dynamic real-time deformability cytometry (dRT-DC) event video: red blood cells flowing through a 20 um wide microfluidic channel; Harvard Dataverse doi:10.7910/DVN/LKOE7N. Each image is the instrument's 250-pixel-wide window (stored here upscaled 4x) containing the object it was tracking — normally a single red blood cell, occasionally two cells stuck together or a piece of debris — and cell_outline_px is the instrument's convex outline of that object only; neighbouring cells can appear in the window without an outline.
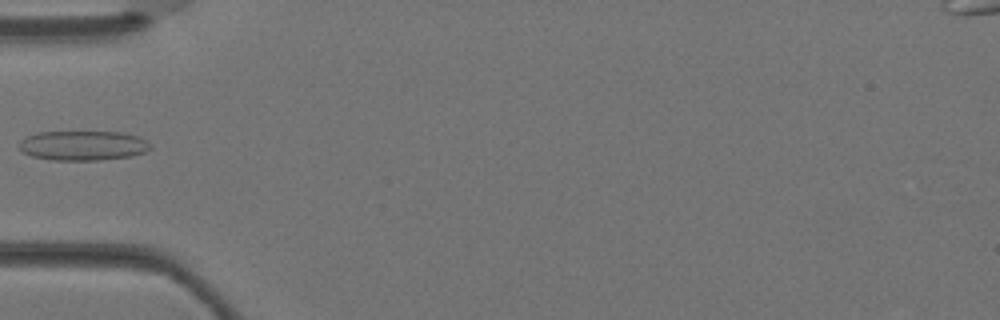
{"species": "Egyptian fruit bat (a non-hibernating species)", "species_latin": "Rousettus aegyptiacus", "temperature_condition": "warm", "stored_images_in_passage": 4, "camera_frame_rate_fps": 3000, "um_per_image_px": 0.085, "animal": {"sex": "female"}, "frame": {"image": 1, "passage_image": 4, "time_ms": 1.0, "image_size_px": [1000, 320], "cell_outline_px": [[152, 148], [144, 152], [132, 156], [100, 160], [52, 160], [32, 156], [24, 152], [16, 144], [20, 140], [36, 132], [120, 132], [136, 136], [144, 140]], "centroid_in_image_um": [7.01, 12.37], "position_along_channel_um": 78.0, "area_um2": 22.6}}